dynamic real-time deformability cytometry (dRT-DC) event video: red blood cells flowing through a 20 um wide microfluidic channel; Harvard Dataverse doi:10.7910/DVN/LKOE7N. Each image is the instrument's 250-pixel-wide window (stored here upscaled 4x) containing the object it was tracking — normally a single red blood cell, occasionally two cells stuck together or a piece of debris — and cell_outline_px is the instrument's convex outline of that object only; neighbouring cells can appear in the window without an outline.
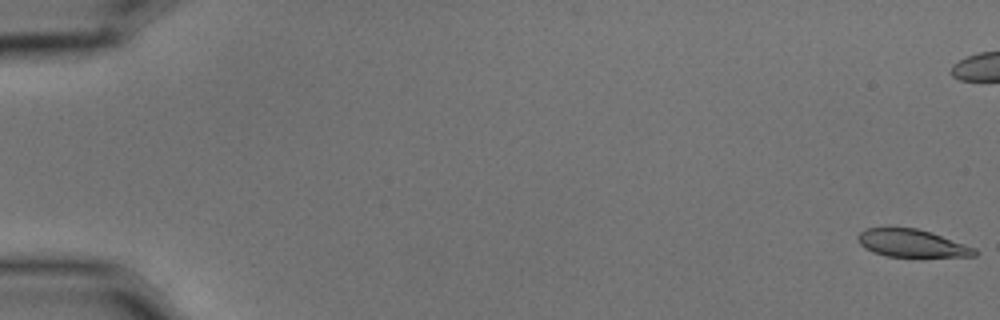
{"species": "common noctule bat (a hibernating species)", "species_latin": "Nyctalus noctula", "temperature_condition": "cold", "stored_images_in_passage": 4, "camera_frame_rate_fps": 3000, "um_per_image_px": 0.085, "animal": {"sex": "male", "body_mass_g": 15.6}, "frame": {"image": 1, "passage_image": 1, "time_ms": 0.0, "image_size_px": [1000, 320], "cell_outline_px": [[980, 252], [976, 256], [920, 260], [888, 256], [872, 252], [864, 248], [860, 244], [856, 236], [864, 228], [916, 228], [932, 232], [976, 248]], "centroid_in_image_um": [77.6, 20.75], "position_along_channel_um": 7.4, "area_um2": 20.06}}